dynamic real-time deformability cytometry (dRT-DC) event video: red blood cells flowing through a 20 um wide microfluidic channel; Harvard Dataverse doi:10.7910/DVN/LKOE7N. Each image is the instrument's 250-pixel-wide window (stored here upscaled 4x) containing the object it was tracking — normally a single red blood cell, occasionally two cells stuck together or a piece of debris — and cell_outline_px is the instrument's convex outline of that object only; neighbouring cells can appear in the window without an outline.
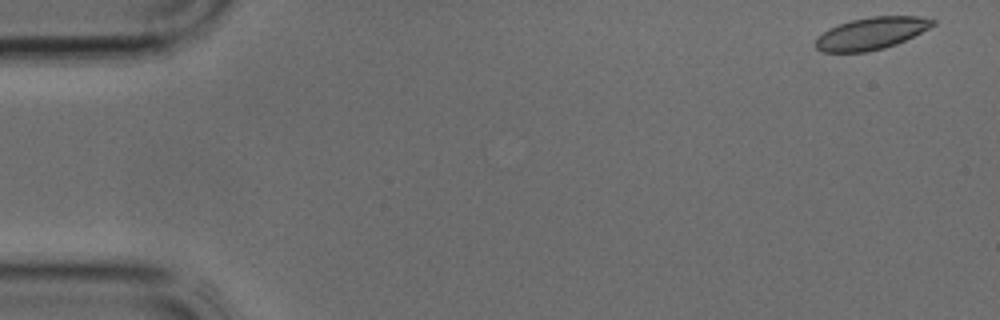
{"species": "common noctule bat (a hibernating species)", "species_latin": "Nyctalus noctula", "temperature_condition": "cold", "stored_images_in_passage": 9, "camera_frame_rate_fps": 3000, "um_per_image_px": 0.085, "animal": {"sex": "male", "body_mass_g": 17.9, "forearm_length_mm": 54.2}, "frame": {"image": 1, "passage_image": 1, "time_ms": 0.0, "image_size_px": [1000, 320], "cell_outline_px": [[936, 24], [896, 44], [884, 48], [868, 52], [820, 52], [816, 48], [816, 40], [828, 28], [852, 20], [872, 16], [916, 16], [936, 20]], "centroid_in_image_um": [74.05, 2.84], "position_along_channel_um": 11.0, "area_um2": 21.68}}